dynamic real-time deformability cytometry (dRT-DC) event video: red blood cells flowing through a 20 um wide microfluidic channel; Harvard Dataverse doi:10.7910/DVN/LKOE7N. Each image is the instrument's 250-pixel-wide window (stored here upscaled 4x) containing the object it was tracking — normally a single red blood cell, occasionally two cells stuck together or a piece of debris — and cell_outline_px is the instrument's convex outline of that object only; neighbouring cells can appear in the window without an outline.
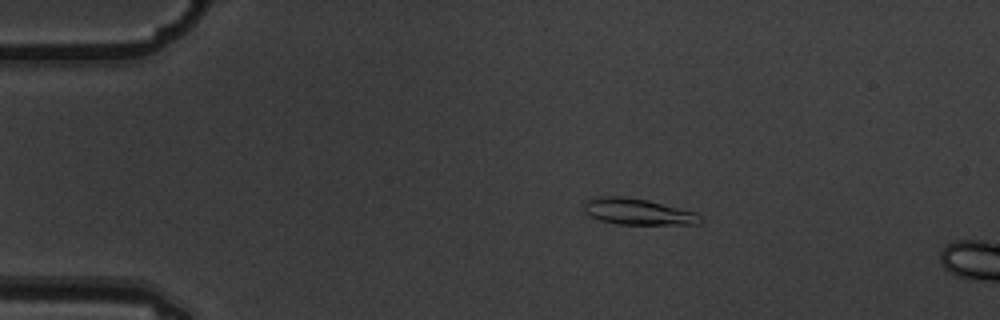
{"species": "common noctule bat (a hibernating species)", "species_latin": "Nyctalus noctula", "temperature_condition": "warm", "stored_images_in_passage": 8, "camera_frame_rate_fps": 3000, "um_per_image_px": 0.085, "animal": {"sex": "male", "body_mass_g": 19.5, "forearm_length_mm": 54.6}, "frame": {"image": 1, "passage_image": 3, "time_ms": 0.667, "image_size_px": [1000, 320], "cell_outline_px": [[704, 220], [700, 224], [616, 224], [600, 220], [588, 216], [584, 212], [584, 204], [588, 200], [596, 196], [620, 196], [648, 200], [696, 212]], "centroid_in_image_um": [54.21, 17.99], "position_along_channel_um": 30.8, "area_um2": 17.86}}
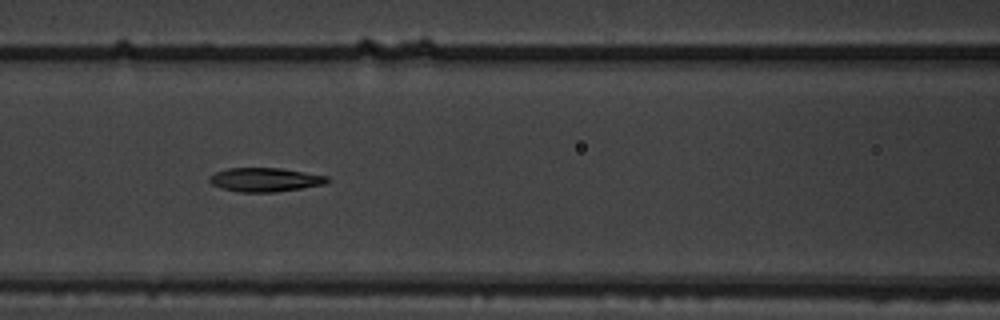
{"frame": {"image": 2, "passage_image": 7, "time_ms": 2.0, "image_size_px": [1000, 320], "cell_outline_px": [[332, 180], [324, 184], [276, 192], [240, 192], [220, 188], [212, 184], [208, 180], [208, 176], [216, 172], [228, 168], [280, 168], [328, 176]], "centroid_in_image_um": [22.51, 15.27], "position_along_channel_um": 144.1, "area_um2": 16.42}}
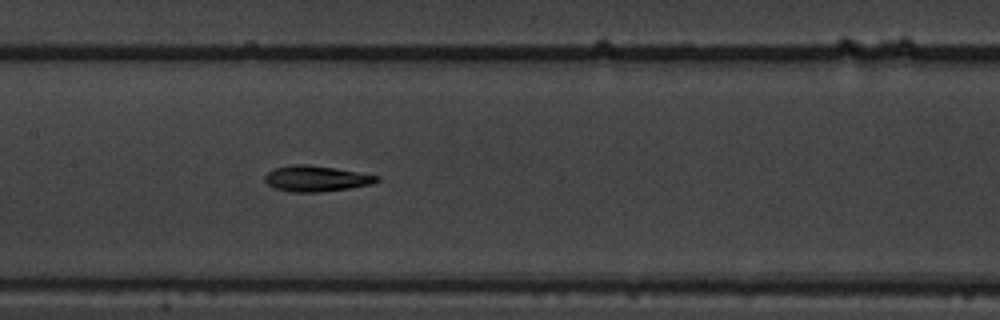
{"frame": {"image": 3, "passage_image": 8, "time_ms": 2.333, "image_size_px": [1000, 320], "cell_outline_px": [[380, 180], [372, 184], [348, 188], [320, 192], [292, 192], [272, 188], [264, 180], [264, 176], [272, 168], [292, 164], [308, 164], [336, 168], [380, 176]], "centroid_in_image_um": [26.84, 15.17], "position_along_channel_um": 180.6, "area_um2": 16.99}}